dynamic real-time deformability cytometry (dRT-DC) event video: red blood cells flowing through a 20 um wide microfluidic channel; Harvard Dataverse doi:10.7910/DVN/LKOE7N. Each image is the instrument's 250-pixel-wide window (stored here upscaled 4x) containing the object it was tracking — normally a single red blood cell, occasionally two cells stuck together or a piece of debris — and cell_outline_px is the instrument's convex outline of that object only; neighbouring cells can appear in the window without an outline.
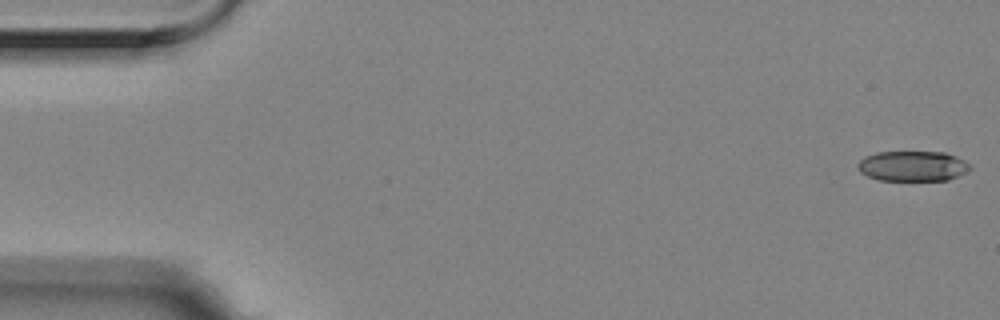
{"species": "Egyptian fruit bat (a non-hibernating species)", "species_latin": "Rousettus aegyptiacus", "temperature_condition": "room temperature", "stored_images_in_passage": 6, "camera_frame_rate_fps": 3000, "um_per_image_px": 0.085, "animal": {"sex": "female"}, "frame": {"image": 1, "passage_image": 1, "time_ms": 0.0, "image_size_px": [1000, 320], "cell_outline_px": [[972, 168], [968, 172], [948, 180], [880, 180], [868, 176], [860, 172], [856, 164], [864, 156], [876, 152], [944, 152], [956, 156], [964, 160]], "centroid_in_image_um": [77.58, 14.11], "position_along_channel_um": 7.4, "area_um2": 19.88}}
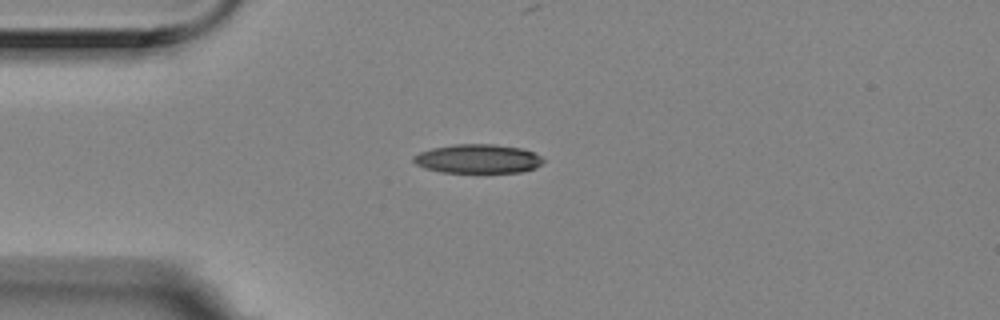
{"frame": {"image": 2, "passage_image": 5, "time_ms": 1.333, "image_size_px": [1000, 320], "cell_outline_px": [[544, 160], [536, 168], [520, 172], [440, 172], [424, 168], [416, 164], [412, 160], [412, 156], [420, 152], [432, 148], [452, 144], [496, 144], [524, 148], [540, 156]], "centroid_in_image_um": [40.6, 13.49], "position_along_channel_um": 44.4, "area_um2": 22.02}}